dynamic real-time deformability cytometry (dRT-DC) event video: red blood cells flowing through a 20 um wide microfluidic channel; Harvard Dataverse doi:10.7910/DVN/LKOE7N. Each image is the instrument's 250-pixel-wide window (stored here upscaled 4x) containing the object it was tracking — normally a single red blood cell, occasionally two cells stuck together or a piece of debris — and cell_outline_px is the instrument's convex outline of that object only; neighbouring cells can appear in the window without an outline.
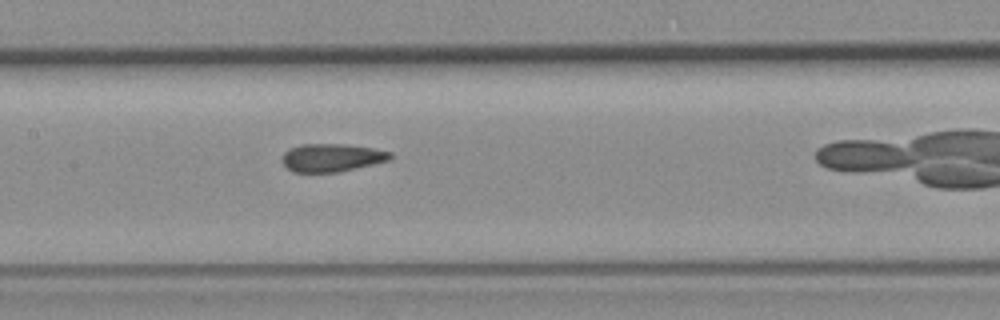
{"species": "common noctule bat (a hibernating species)", "species_latin": "Nyctalus noctula", "temperature_condition": "room temperature", "stored_images_in_passage": 23, "camera_frame_rate_fps": 3000, "um_per_image_px": 0.085, "animal": {"sex": "female", "body_mass_g": 19.3, "forearm_length_mm": 54.1}, "frame": {"image": 1, "passage_image": 22, "time_ms": 7.0, "image_size_px": [1000, 320], "cell_outline_px": [[392, 156], [388, 160], [340, 172], [292, 172], [280, 160], [284, 152], [288, 148], [300, 144], [344, 144], [372, 148], [392, 152]], "centroid_in_image_um": [28.15, 13.39], "position_along_channel_um": 179.3, "area_um2": 17.69}}